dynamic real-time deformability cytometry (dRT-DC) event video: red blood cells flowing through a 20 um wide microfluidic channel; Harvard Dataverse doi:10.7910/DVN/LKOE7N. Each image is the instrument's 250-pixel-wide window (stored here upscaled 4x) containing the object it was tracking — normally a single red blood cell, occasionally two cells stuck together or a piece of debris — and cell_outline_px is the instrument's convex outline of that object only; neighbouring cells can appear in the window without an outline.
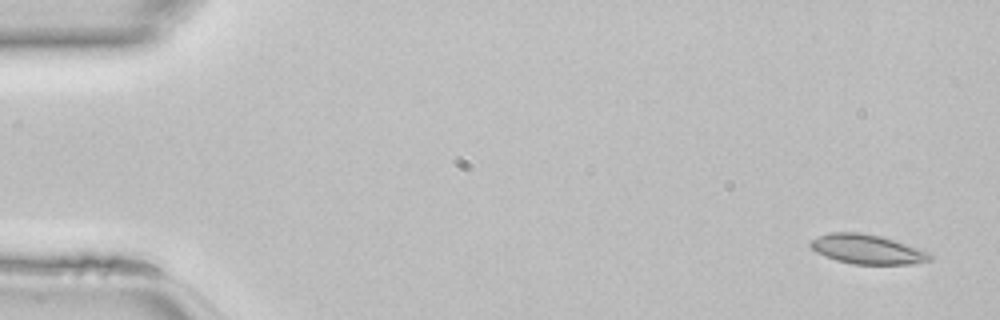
{"species": "common noctule bat (a hibernating species)", "species_latin": "Nyctalus noctula", "temperature_condition": "room temperature", "stored_images_in_passage": 45, "camera_frame_rate_fps": 3000, "um_per_image_px": 0.085, "animal": {"sex": "female", "body_mass_g": 22.7, "forearm_length_mm": 54.2}, "frame": {"image": 1, "passage_image": 1, "time_ms": 0.0, "image_size_px": [1000, 320], "cell_outline_px": [[932, 260], [908, 264], [852, 264], [836, 260], [824, 256], [816, 252], [808, 244], [812, 240], [828, 232], [860, 232], [880, 236], [932, 252]], "centroid_in_image_um": [73.72, 21.19], "position_along_channel_um": 11.3, "area_um2": 20.52}}
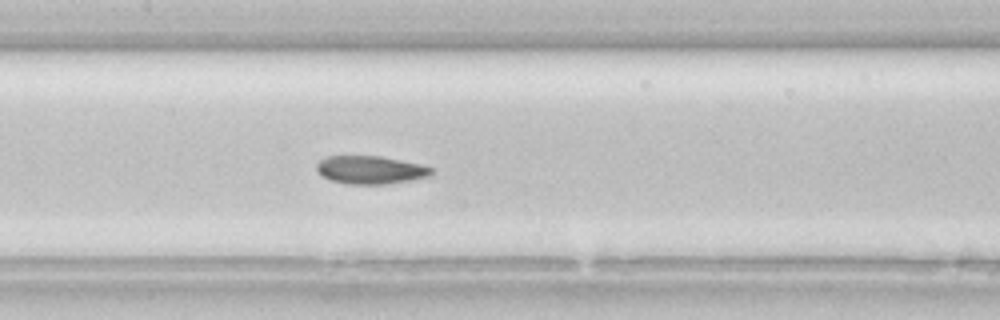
{"frame": {"image": 2, "passage_image": 21, "time_ms": 6.667, "image_size_px": [1000, 320], "cell_outline_px": [[432, 172], [428, 176], [388, 184], [348, 184], [328, 180], [316, 168], [316, 164], [320, 160], [328, 156], [380, 156], [420, 164], [432, 168]], "centroid_in_image_um": [31.45, 14.44], "position_along_channel_um": 175.9, "area_um2": 18.55}}
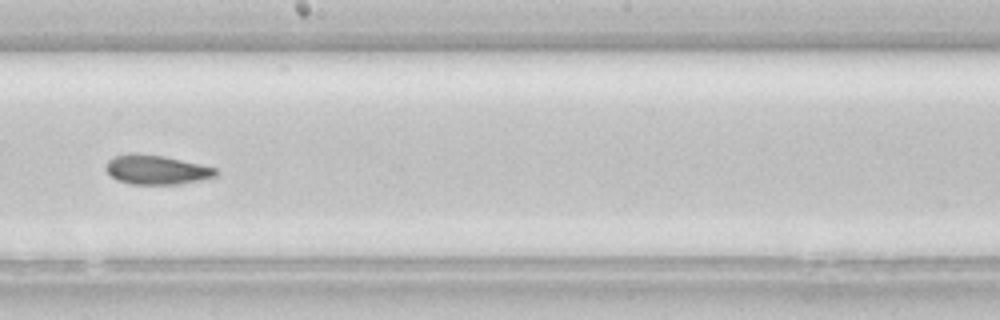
{"frame": {"image": 3, "passage_image": 25, "time_ms": 8.0, "image_size_px": [1000, 320], "cell_outline_px": [[220, 172], [216, 176], [200, 180], [180, 184], [132, 184], [116, 180], [104, 168], [104, 164], [112, 156], [128, 152], [136, 152], [164, 156], [200, 164], [216, 168]], "centroid_in_image_um": [13.26, 14.41], "position_along_channel_um": 234.9, "area_um2": 19.13}}